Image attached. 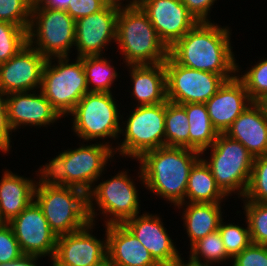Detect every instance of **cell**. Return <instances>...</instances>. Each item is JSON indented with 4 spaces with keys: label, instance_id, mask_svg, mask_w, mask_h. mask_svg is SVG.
<instances>
[{
    "label": "cell",
    "instance_id": "1",
    "mask_svg": "<svg viewBox=\"0 0 267 266\" xmlns=\"http://www.w3.org/2000/svg\"><path fill=\"white\" fill-rule=\"evenodd\" d=\"M229 28L198 22L169 48V56L178 64L195 70L220 74L225 80L239 72L231 51ZM231 75V76H230Z\"/></svg>",
    "mask_w": 267,
    "mask_h": 266
},
{
    "label": "cell",
    "instance_id": "2",
    "mask_svg": "<svg viewBox=\"0 0 267 266\" xmlns=\"http://www.w3.org/2000/svg\"><path fill=\"white\" fill-rule=\"evenodd\" d=\"M201 153L183 147L163 146L145 152L139 178L146 188L181 208L185 205L189 173Z\"/></svg>",
    "mask_w": 267,
    "mask_h": 266
},
{
    "label": "cell",
    "instance_id": "3",
    "mask_svg": "<svg viewBox=\"0 0 267 266\" xmlns=\"http://www.w3.org/2000/svg\"><path fill=\"white\" fill-rule=\"evenodd\" d=\"M119 9L116 42L125 62L131 65H154L165 62L169 48L160 39L148 15L137 3Z\"/></svg>",
    "mask_w": 267,
    "mask_h": 266
},
{
    "label": "cell",
    "instance_id": "4",
    "mask_svg": "<svg viewBox=\"0 0 267 266\" xmlns=\"http://www.w3.org/2000/svg\"><path fill=\"white\" fill-rule=\"evenodd\" d=\"M34 200L57 237L78 231L90 223L87 193L79 188L35 186Z\"/></svg>",
    "mask_w": 267,
    "mask_h": 266
},
{
    "label": "cell",
    "instance_id": "5",
    "mask_svg": "<svg viewBox=\"0 0 267 266\" xmlns=\"http://www.w3.org/2000/svg\"><path fill=\"white\" fill-rule=\"evenodd\" d=\"M210 148V161L202 160L210 168L217 186L226 196L239 190L240 196L243 197L254 164L253 155L241 142L225 133H220Z\"/></svg>",
    "mask_w": 267,
    "mask_h": 266
},
{
    "label": "cell",
    "instance_id": "6",
    "mask_svg": "<svg viewBox=\"0 0 267 266\" xmlns=\"http://www.w3.org/2000/svg\"><path fill=\"white\" fill-rule=\"evenodd\" d=\"M69 57H57L58 64L52 66L48 58L42 71L40 90L50 104L63 117L69 114L80 99L89 92L81 57L68 63Z\"/></svg>",
    "mask_w": 267,
    "mask_h": 266
},
{
    "label": "cell",
    "instance_id": "7",
    "mask_svg": "<svg viewBox=\"0 0 267 266\" xmlns=\"http://www.w3.org/2000/svg\"><path fill=\"white\" fill-rule=\"evenodd\" d=\"M27 37L28 44L46 59L68 56L75 45V20L66 10L32 7Z\"/></svg>",
    "mask_w": 267,
    "mask_h": 266
},
{
    "label": "cell",
    "instance_id": "8",
    "mask_svg": "<svg viewBox=\"0 0 267 266\" xmlns=\"http://www.w3.org/2000/svg\"><path fill=\"white\" fill-rule=\"evenodd\" d=\"M73 130L83 140L115 138L122 133L119 113L112 93L88 92L69 113Z\"/></svg>",
    "mask_w": 267,
    "mask_h": 266
},
{
    "label": "cell",
    "instance_id": "9",
    "mask_svg": "<svg viewBox=\"0 0 267 266\" xmlns=\"http://www.w3.org/2000/svg\"><path fill=\"white\" fill-rule=\"evenodd\" d=\"M125 126V139L116 148L119 154L139 159L145 152L165 146V102L137 105Z\"/></svg>",
    "mask_w": 267,
    "mask_h": 266
},
{
    "label": "cell",
    "instance_id": "10",
    "mask_svg": "<svg viewBox=\"0 0 267 266\" xmlns=\"http://www.w3.org/2000/svg\"><path fill=\"white\" fill-rule=\"evenodd\" d=\"M135 184L127 176V173L120 172L113 178L96 185L87 194L88 216L90 222L95 219V207L92 199L102 210V214H109L110 218L105 225L122 224L127 219L139 214V198Z\"/></svg>",
    "mask_w": 267,
    "mask_h": 266
},
{
    "label": "cell",
    "instance_id": "11",
    "mask_svg": "<svg viewBox=\"0 0 267 266\" xmlns=\"http://www.w3.org/2000/svg\"><path fill=\"white\" fill-rule=\"evenodd\" d=\"M164 66L167 101L176 104L206 103L225 82L220 74L184 67L169 55Z\"/></svg>",
    "mask_w": 267,
    "mask_h": 266
},
{
    "label": "cell",
    "instance_id": "12",
    "mask_svg": "<svg viewBox=\"0 0 267 266\" xmlns=\"http://www.w3.org/2000/svg\"><path fill=\"white\" fill-rule=\"evenodd\" d=\"M26 257H54L57 235L50 229L41 208L33 201L9 223Z\"/></svg>",
    "mask_w": 267,
    "mask_h": 266
},
{
    "label": "cell",
    "instance_id": "13",
    "mask_svg": "<svg viewBox=\"0 0 267 266\" xmlns=\"http://www.w3.org/2000/svg\"><path fill=\"white\" fill-rule=\"evenodd\" d=\"M148 15L163 43L170 48L198 21L180 0H132Z\"/></svg>",
    "mask_w": 267,
    "mask_h": 266
},
{
    "label": "cell",
    "instance_id": "14",
    "mask_svg": "<svg viewBox=\"0 0 267 266\" xmlns=\"http://www.w3.org/2000/svg\"><path fill=\"white\" fill-rule=\"evenodd\" d=\"M113 150L109 142L65 150L67 186L79 188L88 194L93 188L92 183L102 174L108 159L114 156L116 150Z\"/></svg>",
    "mask_w": 267,
    "mask_h": 266
},
{
    "label": "cell",
    "instance_id": "15",
    "mask_svg": "<svg viewBox=\"0 0 267 266\" xmlns=\"http://www.w3.org/2000/svg\"><path fill=\"white\" fill-rule=\"evenodd\" d=\"M93 225L57 237L53 266H95L107 257V240L90 234Z\"/></svg>",
    "mask_w": 267,
    "mask_h": 266
},
{
    "label": "cell",
    "instance_id": "16",
    "mask_svg": "<svg viewBox=\"0 0 267 266\" xmlns=\"http://www.w3.org/2000/svg\"><path fill=\"white\" fill-rule=\"evenodd\" d=\"M46 60L35 48L27 44L9 60L0 64V89L10 94L30 92L41 87Z\"/></svg>",
    "mask_w": 267,
    "mask_h": 266
},
{
    "label": "cell",
    "instance_id": "17",
    "mask_svg": "<svg viewBox=\"0 0 267 266\" xmlns=\"http://www.w3.org/2000/svg\"><path fill=\"white\" fill-rule=\"evenodd\" d=\"M119 9L105 6L75 21V46L78 57L102 55L101 51L108 42L116 40V22Z\"/></svg>",
    "mask_w": 267,
    "mask_h": 266
},
{
    "label": "cell",
    "instance_id": "18",
    "mask_svg": "<svg viewBox=\"0 0 267 266\" xmlns=\"http://www.w3.org/2000/svg\"><path fill=\"white\" fill-rule=\"evenodd\" d=\"M122 224L142 243L160 266H171L180 258L161 219L156 215H135Z\"/></svg>",
    "mask_w": 267,
    "mask_h": 266
},
{
    "label": "cell",
    "instance_id": "19",
    "mask_svg": "<svg viewBox=\"0 0 267 266\" xmlns=\"http://www.w3.org/2000/svg\"><path fill=\"white\" fill-rule=\"evenodd\" d=\"M251 103L244 84L238 76H234L225 80L205 105L210 121L220 134L225 133Z\"/></svg>",
    "mask_w": 267,
    "mask_h": 266
},
{
    "label": "cell",
    "instance_id": "20",
    "mask_svg": "<svg viewBox=\"0 0 267 266\" xmlns=\"http://www.w3.org/2000/svg\"><path fill=\"white\" fill-rule=\"evenodd\" d=\"M28 93L13 92L7 96V119L12 131L23 124L40 127L61 118L41 90L40 94Z\"/></svg>",
    "mask_w": 267,
    "mask_h": 266
},
{
    "label": "cell",
    "instance_id": "21",
    "mask_svg": "<svg viewBox=\"0 0 267 266\" xmlns=\"http://www.w3.org/2000/svg\"><path fill=\"white\" fill-rule=\"evenodd\" d=\"M241 142L254 158L267 155V115L260 102H252L225 132Z\"/></svg>",
    "mask_w": 267,
    "mask_h": 266
},
{
    "label": "cell",
    "instance_id": "22",
    "mask_svg": "<svg viewBox=\"0 0 267 266\" xmlns=\"http://www.w3.org/2000/svg\"><path fill=\"white\" fill-rule=\"evenodd\" d=\"M107 257L115 266H160L123 225H106Z\"/></svg>",
    "mask_w": 267,
    "mask_h": 266
},
{
    "label": "cell",
    "instance_id": "23",
    "mask_svg": "<svg viewBox=\"0 0 267 266\" xmlns=\"http://www.w3.org/2000/svg\"><path fill=\"white\" fill-rule=\"evenodd\" d=\"M132 95L138 106L167 102L166 70L164 62L154 65H131Z\"/></svg>",
    "mask_w": 267,
    "mask_h": 266
},
{
    "label": "cell",
    "instance_id": "24",
    "mask_svg": "<svg viewBox=\"0 0 267 266\" xmlns=\"http://www.w3.org/2000/svg\"><path fill=\"white\" fill-rule=\"evenodd\" d=\"M36 184L12 172H4L0 181V223H9L34 201Z\"/></svg>",
    "mask_w": 267,
    "mask_h": 266
},
{
    "label": "cell",
    "instance_id": "25",
    "mask_svg": "<svg viewBox=\"0 0 267 266\" xmlns=\"http://www.w3.org/2000/svg\"><path fill=\"white\" fill-rule=\"evenodd\" d=\"M221 203H187L184 222L190 245L218 230L222 220Z\"/></svg>",
    "mask_w": 267,
    "mask_h": 266
},
{
    "label": "cell",
    "instance_id": "26",
    "mask_svg": "<svg viewBox=\"0 0 267 266\" xmlns=\"http://www.w3.org/2000/svg\"><path fill=\"white\" fill-rule=\"evenodd\" d=\"M189 123V149L201 154L211 147L219 133L210 121L205 103L182 104Z\"/></svg>",
    "mask_w": 267,
    "mask_h": 266
},
{
    "label": "cell",
    "instance_id": "27",
    "mask_svg": "<svg viewBox=\"0 0 267 266\" xmlns=\"http://www.w3.org/2000/svg\"><path fill=\"white\" fill-rule=\"evenodd\" d=\"M186 197L190 199L188 203H221V199L226 197L201 158L190 170Z\"/></svg>",
    "mask_w": 267,
    "mask_h": 266
},
{
    "label": "cell",
    "instance_id": "28",
    "mask_svg": "<svg viewBox=\"0 0 267 266\" xmlns=\"http://www.w3.org/2000/svg\"><path fill=\"white\" fill-rule=\"evenodd\" d=\"M165 146L189 149V123L185 108L165 102Z\"/></svg>",
    "mask_w": 267,
    "mask_h": 266
},
{
    "label": "cell",
    "instance_id": "29",
    "mask_svg": "<svg viewBox=\"0 0 267 266\" xmlns=\"http://www.w3.org/2000/svg\"><path fill=\"white\" fill-rule=\"evenodd\" d=\"M89 92L112 93L110 88L117 78V72L101 55H88L81 57ZM90 84H94L90 87Z\"/></svg>",
    "mask_w": 267,
    "mask_h": 266
},
{
    "label": "cell",
    "instance_id": "30",
    "mask_svg": "<svg viewBox=\"0 0 267 266\" xmlns=\"http://www.w3.org/2000/svg\"><path fill=\"white\" fill-rule=\"evenodd\" d=\"M191 255L189 259L197 263H202L200 257H203V264L209 265L212 262H220L231 257L227 254L219 230L209 233L191 246Z\"/></svg>",
    "mask_w": 267,
    "mask_h": 266
},
{
    "label": "cell",
    "instance_id": "31",
    "mask_svg": "<svg viewBox=\"0 0 267 266\" xmlns=\"http://www.w3.org/2000/svg\"><path fill=\"white\" fill-rule=\"evenodd\" d=\"M27 30L10 22L0 21V64L28 44Z\"/></svg>",
    "mask_w": 267,
    "mask_h": 266
},
{
    "label": "cell",
    "instance_id": "32",
    "mask_svg": "<svg viewBox=\"0 0 267 266\" xmlns=\"http://www.w3.org/2000/svg\"><path fill=\"white\" fill-rule=\"evenodd\" d=\"M244 203L252 243L267 245V203L252 201Z\"/></svg>",
    "mask_w": 267,
    "mask_h": 266
},
{
    "label": "cell",
    "instance_id": "33",
    "mask_svg": "<svg viewBox=\"0 0 267 266\" xmlns=\"http://www.w3.org/2000/svg\"><path fill=\"white\" fill-rule=\"evenodd\" d=\"M244 201L267 203V155L254 159Z\"/></svg>",
    "mask_w": 267,
    "mask_h": 266
},
{
    "label": "cell",
    "instance_id": "34",
    "mask_svg": "<svg viewBox=\"0 0 267 266\" xmlns=\"http://www.w3.org/2000/svg\"><path fill=\"white\" fill-rule=\"evenodd\" d=\"M34 0H0V21L28 29Z\"/></svg>",
    "mask_w": 267,
    "mask_h": 266
},
{
    "label": "cell",
    "instance_id": "35",
    "mask_svg": "<svg viewBox=\"0 0 267 266\" xmlns=\"http://www.w3.org/2000/svg\"><path fill=\"white\" fill-rule=\"evenodd\" d=\"M238 78L242 81L252 102H260L267 96V60L257 63L246 74Z\"/></svg>",
    "mask_w": 267,
    "mask_h": 266
},
{
    "label": "cell",
    "instance_id": "36",
    "mask_svg": "<svg viewBox=\"0 0 267 266\" xmlns=\"http://www.w3.org/2000/svg\"><path fill=\"white\" fill-rule=\"evenodd\" d=\"M227 254L234 258L243 249L249 246L252 241L249 227L243 228L233 224H223L222 220L218 228Z\"/></svg>",
    "mask_w": 267,
    "mask_h": 266
},
{
    "label": "cell",
    "instance_id": "37",
    "mask_svg": "<svg viewBox=\"0 0 267 266\" xmlns=\"http://www.w3.org/2000/svg\"><path fill=\"white\" fill-rule=\"evenodd\" d=\"M26 256L8 223H0V266L21 261Z\"/></svg>",
    "mask_w": 267,
    "mask_h": 266
},
{
    "label": "cell",
    "instance_id": "38",
    "mask_svg": "<svg viewBox=\"0 0 267 266\" xmlns=\"http://www.w3.org/2000/svg\"><path fill=\"white\" fill-rule=\"evenodd\" d=\"M65 150L48 165L40 168L41 178L36 186H67V172L65 167Z\"/></svg>",
    "mask_w": 267,
    "mask_h": 266
},
{
    "label": "cell",
    "instance_id": "39",
    "mask_svg": "<svg viewBox=\"0 0 267 266\" xmlns=\"http://www.w3.org/2000/svg\"><path fill=\"white\" fill-rule=\"evenodd\" d=\"M232 260V266H267V245L251 243Z\"/></svg>",
    "mask_w": 267,
    "mask_h": 266
},
{
    "label": "cell",
    "instance_id": "40",
    "mask_svg": "<svg viewBox=\"0 0 267 266\" xmlns=\"http://www.w3.org/2000/svg\"><path fill=\"white\" fill-rule=\"evenodd\" d=\"M106 5L100 0H73L66 11L76 21L93 13L99 12Z\"/></svg>",
    "mask_w": 267,
    "mask_h": 266
},
{
    "label": "cell",
    "instance_id": "41",
    "mask_svg": "<svg viewBox=\"0 0 267 266\" xmlns=\"http://www.w3.org/2000/svg\"><path fill=\"white\" fill-rule=\"evenodd\" d=\"M7 96L8 94L0 89V150L5 153L11 148L10 132H12L7 119Z\"/></svg>",
    "mask_w": 267,
    "mask_h": 266
},
{
    "label": "cell",
    "instance_id": "42",
    "mask_svg": "<svg viewBox=\"0 0 267 266\" xmlns=\"http://www.w3.org/2000/svg\"><path fill=\"white\" fill-rule=\"evenodd\" d=\"M198 22H209L208 13L215 0H180ZM209 11V12H208Z\"/></svg>",
    "mask_w": 267,
    "mask_h": 266
},
{
    "label": "cell",
    "instance_id": "43",
    "mask_svg": "<svg viewBox=\"0 0 267 266\" xmlns=\"http://www.w3.org/2000/svg\"><path fill=\"white\" fill-rule=\"evenodd\" d=\"M73 0H34L32 7H46L49 9L66 10Z\"/></svg>",
    "mask_w": 267,
    "mask_h": 266
},
{
    "label": "cell",
    "instance_id": "44",
    "mask_svg": "<svg viewBox=\"0 0 267 266\" xmlns=\"http://www.w3.org/2000/svg\"><path fill=\"white\" fill-rule=\"evenodd\" d=\"M36 260H38V258L36 257H25L19 262H15V263L3 265V266H38L36 265V262H37Z\"/></svg>",
    "mask_w": 267,
    "mask_h": 266
},
{
    "label": "cell",
    "instance_id": "45",
    "mask_svg": "<svg viewBox=\"0 0 267 266\" xmlns=\"http://www.w3.org/2000/svg\"><path fill=\"white\" fill-rule=\"evenodd\" d=\"M171 266H209V265H204L203 262L202 263H197L195 261H192L191 259L186 264V263H184V261H182V258L180 257Z\"/></svg>",
    "mask_w": 267,
    "mask_h": 266
},
{
    "label": "cell",
    "instance_id": "46",
    "mask_svg": "<svg viewBox=\"0 0 267 266\" xmlns=\"http://www.w3.org/2000/svg\"><path fill=\"white\" fill-rule=\"evenodd\" d=\"M102 1L106 6L115 7L118 9H121V2L122 0H100Z\"/></svg>",
    "mask_w": 267,
    "mask_h": 266
},
{
    "label": "cell",
    "instance_id": "47",
    "mask_svg": "<svg viewBox=\"0 0 267 266\" xmlns=\"http://www.w3.org/2000/svg\"><path fill=\"white\" fill-rule=\"evenodd\" d=\"M95 266H115V265L112 263V261L108 257H106L105 259H103L101 262H99Z\"/></svg>",
    "mask_w": 267,
    "mask_h": 266
},
{
    "label": "cell",
    "instance_id": "48",
    "mask_svg": "<svg viewBox=\"0 0 267 266\" xmlns=\"http://www.w3.org/2000/svg\"><path fill=\"white\" fill-rule=\"evenodd\" d=\"M261 105L263 106L265 113L267 115V96L260 101Z\"/></svg>",
    "mask_w": 267,
    "mask_h": 266
}]
</instances>
